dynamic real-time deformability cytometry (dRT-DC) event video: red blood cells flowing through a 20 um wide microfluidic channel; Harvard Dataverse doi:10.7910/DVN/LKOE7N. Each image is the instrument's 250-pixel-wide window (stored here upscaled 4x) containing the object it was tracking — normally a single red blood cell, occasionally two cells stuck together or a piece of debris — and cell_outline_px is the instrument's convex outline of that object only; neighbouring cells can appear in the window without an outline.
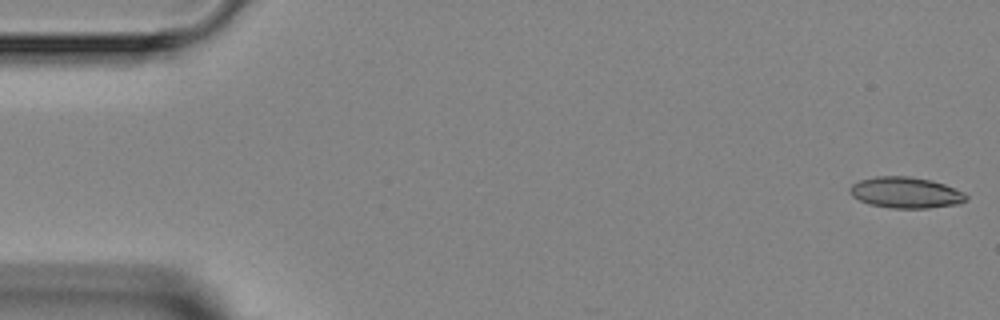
{"species": "Egyptian fruit bat (a non-hibernating species)", "species_latin": "Rousettus aegyptiacus", "temperature_condition": "room temperature", "stored_images_in_passage": 4, "camera_frame_rate_fps": 3000, "um_per_image_px": 0.085, "animal": {"sex": "female"}, "frame": {"image": 1, "passage_image": 1, "time_ms": 0.0, "image_size_px": [1000, 320], "cell_outline_px": [[968, 200], [960, 204], [928, 208], [892, 208], [868, 204], [852, 196], [848, 192], [848, 188], [852, 184], [860, 180], [876, 176], [908, 176], [928, 180], [944, 184], [964, 192], [968, 196]], "centroid_in_image_um": [76.98, 16.38], "position_along_channel_um": 8.0, "area_um2": 21.15}}
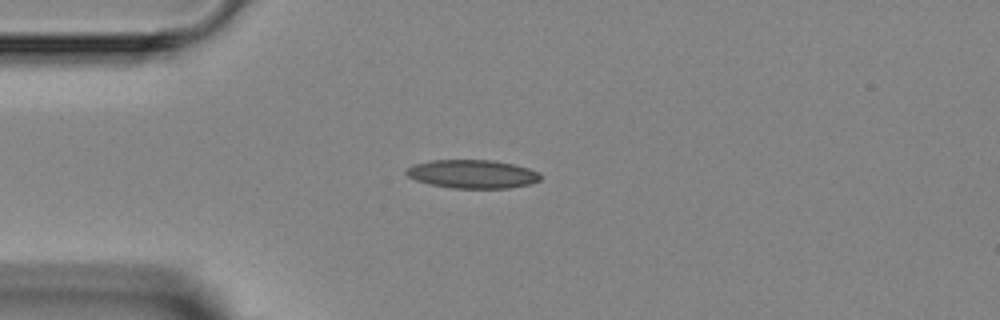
{"frame": {"image": 2, "passage_image": 4, "time_ms": 3.667, "image_size_px": [1000, 320], "cell_outline_px": [[540, 180], [528, 184], [508, 188], [452, 188], [428, 184], [416, 180], [408, 176], [404, 172], [408, 168], [416, 164], [432, 160], [492, 160], [512, 164], [528, 168], [540, 172]], "centroid_in_image_um": [40.15, 14.79], "position_along_channel_um": 44.9, "area_um2": 22.14}}